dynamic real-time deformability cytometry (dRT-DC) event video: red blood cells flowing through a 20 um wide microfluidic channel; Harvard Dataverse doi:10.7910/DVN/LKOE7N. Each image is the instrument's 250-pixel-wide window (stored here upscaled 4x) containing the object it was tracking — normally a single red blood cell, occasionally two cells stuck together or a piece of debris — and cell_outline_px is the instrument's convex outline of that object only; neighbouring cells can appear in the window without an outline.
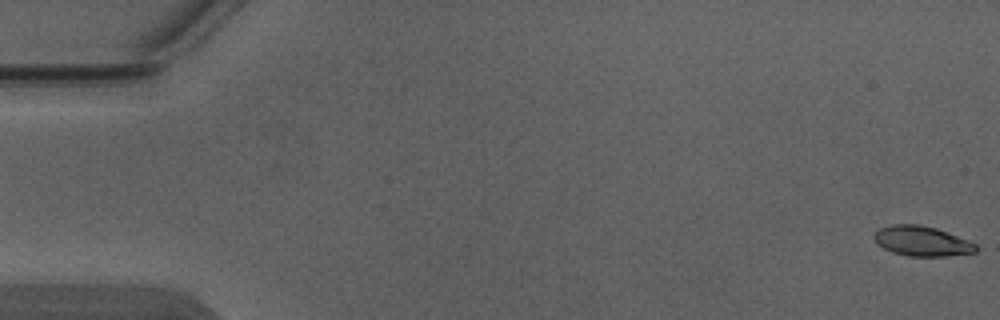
{"species": "Egyptian fruit bat (a non-hibernating species)", "species_latin": "Rousettus aegyptiacus", "temperature_condition": "warm", "stored_images_in_passage": 4, "camera_frame_rate_fps": 3000, "um_per_image_px": 0.085, "animal": {"sex": "male"}, "frame": {"image": 1, "passage_image": 1, "time_ms": 0.0, "image_size_px": [1000, 320], "cell_outline_px": [[980, 248], [976, 252], [944, 256], [908, 256], [892, 252], [876, 244], [872, 236], [880, 228], [892, 224], [920, 224], [936, 228], [968, 240], [976, 244]], "centroid_in_image_um": [78.35, 20.49], "position_along_channel_um": 6.6, "area_um2": 17.86}}
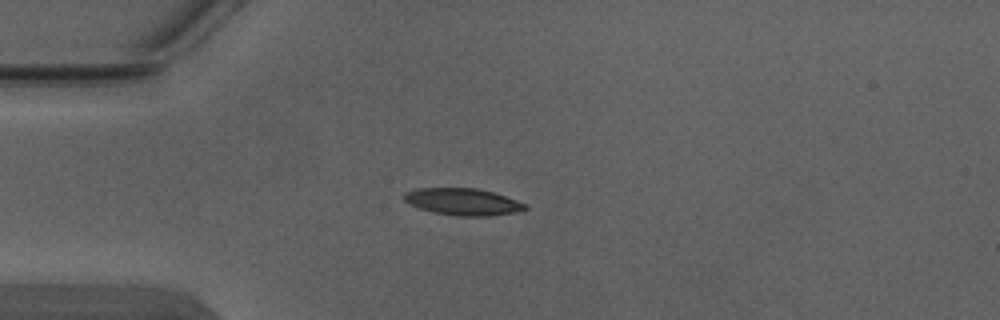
{"frame": {"image": 2, "passage_image": 4, "time_ms": 1.0, "image_size_px": [1000, 320], "cell_outline_px": [[528, 208], [516, 212], [488, 216], [456, 216], [432, 212], [408, 204], [404, 200], [404, 192], [416, 188], [476, 188], [492, 192], [528, 204]], "centroid_in_image_um": [39.32, 17.15], "position_along_channel_um": 45.7, "area_um2": 19.02}}